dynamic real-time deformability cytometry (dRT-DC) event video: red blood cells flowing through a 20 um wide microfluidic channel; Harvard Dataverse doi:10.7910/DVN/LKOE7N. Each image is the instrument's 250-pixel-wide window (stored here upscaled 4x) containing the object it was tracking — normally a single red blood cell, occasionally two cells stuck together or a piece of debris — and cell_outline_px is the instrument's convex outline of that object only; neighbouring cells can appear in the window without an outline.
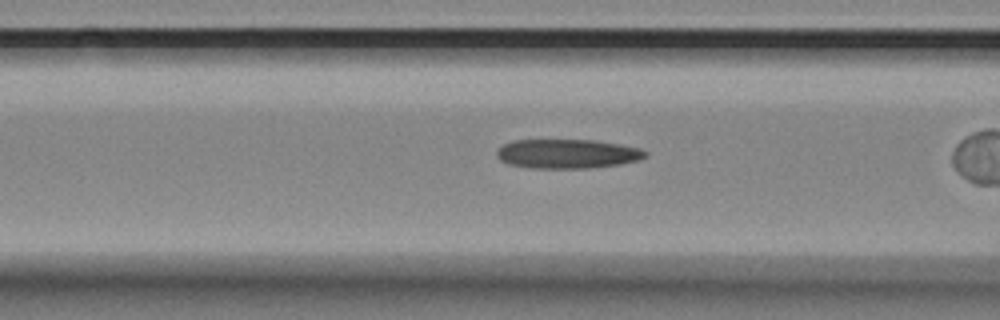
{"species": "Egyptian fruit bat (a non-hibernating species)", "species_latin": "Rousettus aegyptiacus", "temperature_condition": "room temperature", "stored_images_in_passage": 6, "segment_of_instrument_passage": [2, 2], "camera_frame_rate_fps": 3000, "um_per_image_px": 0.085, "animal": {"sex": "female"}, "frame": {"image": 1, "passage_image": 6, "time_ms": 1.667, "image_size_px": [1000, 320], "cell_outline_px": [[648, 156], [640, 160], [620, 164], [588, 168], [532, 168], [508, 164], [500, 160], [496, 156], [496, 148], [512, 140], [596, 140], [620, 144], [640, 148], [648, 152]], "centroid_in_image_um": [48.22, 13.07], "position_along_channel_um": 118.4, "area_um2": 25.61}}